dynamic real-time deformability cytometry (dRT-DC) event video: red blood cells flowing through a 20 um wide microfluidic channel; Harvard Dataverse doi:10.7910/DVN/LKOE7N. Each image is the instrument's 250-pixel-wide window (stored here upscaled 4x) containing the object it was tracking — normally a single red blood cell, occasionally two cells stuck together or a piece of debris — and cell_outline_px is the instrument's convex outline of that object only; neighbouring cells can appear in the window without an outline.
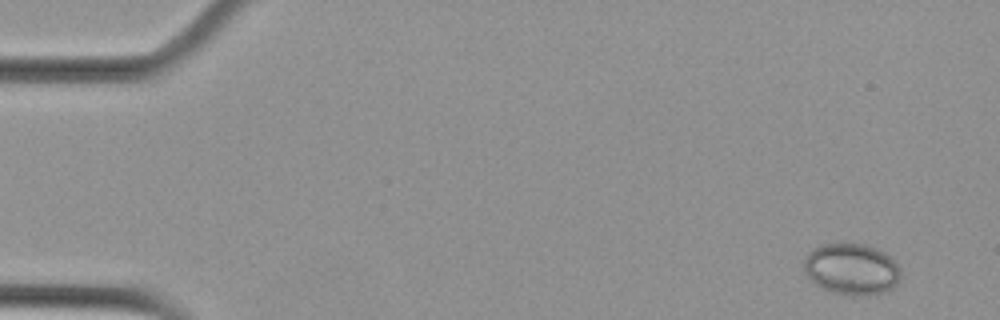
{"species": "Egyptian fruit bat (a non-hibernating species)", "species_latin": "Rousettus aegyptiacus", "temperature_condition": "cold", "stored_images_in_passage": 5, "camera_frame_rate_fps": 3000, "um_per_image_px": 0.085, "animal": {"sex": "female"}, "frame": {"image": 1, "passage_image": 1, "time_ms": 0.0, "image_size_px": [1000, 320], "cell_outline_px": [[900, 280], [892, 288], [884, 292], [860, 296], [848, 296], [832, 292], [820, 288], [804, 272], [804, 260], [808, 252], [812, 248], [820, 244], [864, 244], [876, 248], [884, 252], [900, 268]], "centroid_in_image_um": [72.36, 22.89], "position_along_channel_um": 12.6, "area_um2": 29.07}}